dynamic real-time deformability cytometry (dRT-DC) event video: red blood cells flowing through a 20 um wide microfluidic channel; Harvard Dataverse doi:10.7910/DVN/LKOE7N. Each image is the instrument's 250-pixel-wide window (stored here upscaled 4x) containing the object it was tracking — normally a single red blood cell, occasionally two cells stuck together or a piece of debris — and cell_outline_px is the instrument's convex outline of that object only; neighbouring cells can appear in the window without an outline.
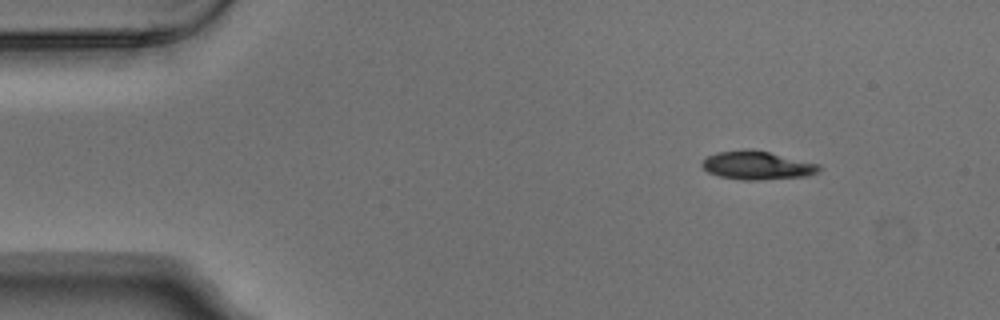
{"species": "Egyptian fruit bat (a non-hibernating species)", "species_latin": "Rousettus aegyptiacus", "temperature_condition": "warm", "stored_images_in_passage": 4, "camera_frame_rate_fps": 3000, "um_per_image_px": 0.085, "animal": {"sex": "male"}, "frame": {"image": 1, "passage_image": 1, "time_ms": 0.0, "image_size_px": [1000, 320], "cell_outline_px": [[820, 168], [816, 172], [804, 176], [760, 180], [740, 180], [720, 176], [708, 172], [700, 164], [708, 156], [716, 152], [744, 148], [748, 148], [768, 152], [820, 164]], "centroid_in_image_um": [64.31, 14.04], "position_along_channel_um": 20.7, "area_um2": 19.31}}
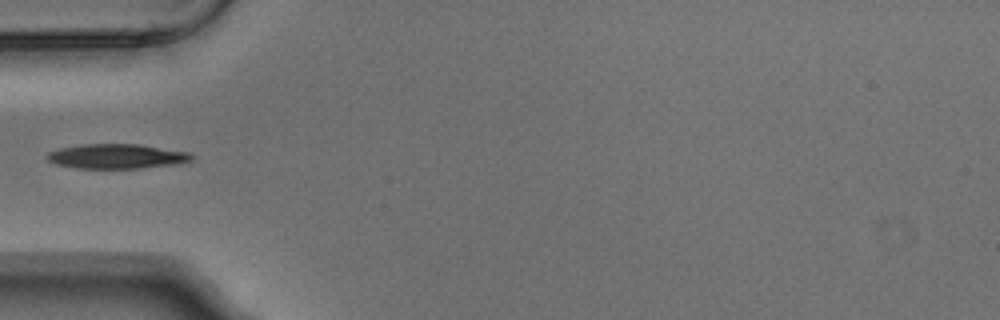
{"frame": {"image": 2, "passage_image": 3, "time_ms": 0.667, "image_size_px": [1000, 320], "cell_outline_px": [[196, 156], [192, 160], [180, 164], [140, 168], [76, 168], [56, 164], [48, 160], [44, 156], [48, 152], [60, 148], [84, 144], [136, 144], [188, 152]], "centroid_in_image_um": [9.93, 13.29], "position_along_channel_um": 75.1, "area_um2": 20.81}}
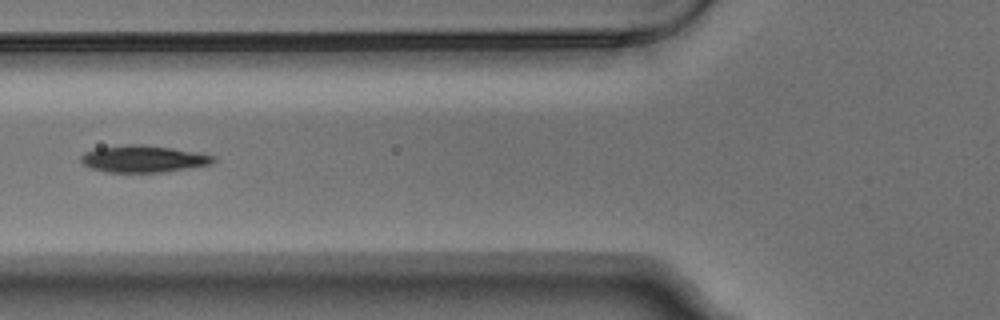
{"frame": {"image": 3, "passage_image": 4, "time_ms": 1.0, "image_size_px": [1000, 320], "cell_outline_px": [[216, 160], [212, 164], [164, 172], [108, 172], [92, 168], [84, 164], [80, 160], [80, 156], [84, 152], [96, 148], [128, 144], [144, 144], [172, 148], [196, 152], [216, 156]], "centroid_in_image_um": [12.19, 13.49], "position_along_channel_um": 113.6, "area_um2": 20.81}}